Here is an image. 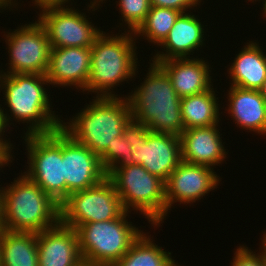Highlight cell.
I'll use <instances>...</instances> for the list:
<instances>
[{
  "label": "cell",
  "mask_w": 266,
  "mask_h": 266,
  "mask_svg": "<svg viewBox=\"0 0 266 266\" xmlns=\"http://www.w3.org/2000/svg\"><path fill=\"white\" fill-rule=\"evenodd\" d=\"M247 1H250V2L252 1L253 3L255 1V3H256L257 0H247ZM258 1H261V0H258ZM262 1H263L264 4L266 3V0H262Z\"/></svg>",
  "instance_id": "40"
},
{
  "label": "cell",
  "mask_w": 266,
  "mask_h": 266,
  "mask_svg": "<svg viewBox=\"0 0 266 266\" xmlns=\"http://www.w3.org/2000/svg\"><path fill=\"white\" fill-rule=\"evenodd\" d=\"M107 177L115 186L125 211L138 212L154 227L166 218L165 182L142 165L113 168ZM136 210V211H135Z\"/></svg>",
  "instance_id": "6"
},
{
  "label": "cell",
  "mask_w": 266,
  "mask_h": 266,
  "mask_svg": "<svg viewBox=\"0 0 266 266\" xmlns=\"http://www.w3.org/2000/svg\"><path fill=\"white\" fill-rule=\"evenodd\" d=\"M16 0H0V12L1 10H9L11 11L12 8L18 7V3ZM7 8V9H6Z\"/></svg>",
  "instance_id": "32"
},
{
  "label": "cell",
  "mask_w": 266,
  "mask_h": 266,
  "mask_svg": "<svg viewBox=\"0 0 266 266\" xmlns=\"http://www.w3.org/2000/svg\"><path fill=\"white\" fill-rule=\"evenodd\" d=\"M228 103L225 111L236 122L238 128L266 135V102L259 90L231 86L227 92Z\"/></svg>",
  "instance_id": "20"
},
{
  "label": "cell",
  "mask_w": 266,
  "mask_h": 266,
  "mask_svg": "<svg viewBox=\"0 0 266 266\" xmlns=\"http://www.w3.org/2000/svg\"><path fill=\"white\" fill-rule=\"evenodd\" d=\"M202 0H150L151 7L171 8L186 13L201 3ZM189 9V10H187Z\"/></svg>",
  "instance_id": "29"
},
{
  "label": "cell",
  "mask_w": 266,
  "mask_h": 266,
  "mask_svg": "<svg viewBox=\"0 0 266 266\" xmlns=\"http://www.w3.org/2000/svg\"><path fill=\"white\" fill-rule=\"evenodd\" d=\"M2 233H3V228H0V261H1V248H2Z\"/></svg>",
  "instance_id": "37"
},
{
  "label": "cell",
  "mask_w": 266,
  "mask_h": 266,
  "mask_svg": "<svg viewBox=\"0 0 266 266\" xmlns=\"http://www.w3.org/2000/svg\"><path fill=\"white\" fill-rule=\"evenodd\" d=\"M189 12L179 15L166 38L158 45L165 52L157 50L150 62L157 64L169 59L192 58L190 55L204 46L205 26Z\"/></svg>",
  "instance_id": "16"
},
{
  "label": "cell",
  "mask_w": 266,
  "mask_h": 266,
  "mask_svg": "<svg viewBox=\"0 0 266 266\" xmlns=\"http://www.w3.org/2000/svg\"><path fill=\"white\" fill-rule=\"evenodd\" d=\"M0 189L4 230L38 234L60 222V205L24 173Z\"/></svg>",
  "instance_id": "4"
},
{
  "label": "cell",
  "mask_w": 266,
  "mask_h": 266,
  "mask_svg": "<svg viewBox=\"0 0 266 266\" xmlns=\"http://www.w3.org/2000/svg\"><path fill=\"white\" fill-rule=\"evenodd\" d=\"M124 212L114 184L106 177L88 189L71 193L60 204V222L77 229L86 223L116 219Z\"/></svg>",
  "instance_id": "10"
},
{
  "label": "cell",
  "mask_w": 266,
  "mask_h": 266,
  "mask_svg": "<svg viewBox=\"0 0 266 266\" xmlns=\"http://www.w3.org/2000/svg\"><path fill=\"white\" fill-rule=\"evenodd\" d=\"M124 32L109 35L103 31L91 46L90 75L85 87L88 94L119 97L113 88L137 75V39L134 32Z\"/></svg>",
  "instance_id": "3"
},
{
  "label": "cell",
  "mask_w": 266,
  "mask_h": 266,
  "mask_svg": "<svg viewBox=\"0 0 266 266\" xmlns=\"http://www.w3.org/2000/svg\"><path fill=\"white\" fill-rule=\"evenodd\" d=\"M146 78L127 95L132 118L146 125L151 132L180 136L185 128L181 117V98L167 73L151 62Z\"/></svg>",
  "instance_id": "2"
},
{
  "label": "cell",
  "mask_w": 266,
  "mask_h": 266,
  "mask_svg": "<svg viewBox=\"0 0 266 266\" xmlns=\"http://www.w3.org/2000/svg\"><path fill=\"white\" fill-rule=\"evenodd\" d=\"M220 125L186 129L180 135L182 161L190 164L206 165L211 168L221 165L228 151L222 143ZM223 161V162H222Z\"/></svg>",
  "instance_id": "18"
},
{
  "label": "cell",
  "mask_w": 266,
  "mask_h": 266,
  "mask_svg": "<svg viewBox=\"0 0 266 266\" xmlns=\"http://www.w3.org/2000/svg\"><path fill=\"white\" fill-rule=\"evenodd\" d=\"M260 252L256 254L246 245H240L237 247L233 262L231 261V266H266V256L259 249Z\"/></svg>",
  "instance_id": "28"
},
{
  "label": "cell",
  "mask_w": 266,
  "mask_h": 266,
  "mask_svg": "<svg viewBox=\"0 0 266 266\" xmlns=\"http://www.w3.org/2000/svg\"><path fill=\"white\" fill-rule=\"evenodd\" d=\"M62 159L66 198L71 193L88 189L107 177L99 157L63 130Z\"/></svg>",
  "instance_id": "14"
},
{
  "label": "cell",
  "mask_w": 266,
  "mask_h": 266,
  "mask_svg": "<svg viewBox=\"0 0 266 266\" xmlns=\"http://www.w3.org/2000/svg\"><path fill=\"white\" fill-rule=\"evenodd\" d=\"M2 226L1 189H0V228Z\"/></svg>",
  "instance_id": "38"
},
{
  "label": "cell",
  "mask_w": 266,
  "mask_h": 266,
  "mask_svg": "<svg viewBox=\"0 0 266 266\" xmlns=\"http://www.w3.org/2000/svg\"><path fill=\"white\" fill-rule=\"evenodd\" d=\"M213 86L200 94L181 98V117L185 130L220 124V105Z\"/></svg>",
  "instance_id": "22"
},
{
  "label": "cell",
  "mask_w": 266,
  "mask_h": 266,
  "mask_svg": "<svg viewBox=\"0 0 266 266\" xmlns=\"http://www.w3.org/2000/svg\"><path fill=\"white\" fill-rule=\"evenodd\" d=\"M10 165L1 155H0V168L2 169L4 166ZM0 169V170H1Z\"/></svg>",
  "instance_id": "36"
},
{
  "label": "cell",
  "mask_w": 266,
  "mask_h": 266,
  "mask_svg": "<svg viewBox=\"0 0 266 266\" xmlns=\"http://www.w3.org/2000/svg\"><path fill=\"white\" fill-rule=\"evenodd\" d=\"M180 14V11L171 8L151 7L145 21L134 32L136 39L141 36V39L143 37L158 47Z\"/></svg>",
  "instance_id": "25"
},
{
  "label": "cell",
  "mask_w": 266,
  "mask_h": 266,
  "mask_svg": "<svg viewBox=\"0 0 266 266\" xmlns=\"http://www.w3.org/2000/svg\"><path fill=\"white\" fill-rule=\"evenodd\" d=\"M213 169L181 161L165 182L166 216L175 203L192 204L217 189L222 178Z\"/></svg>",
  "instance_id": "13"
},
{
  "label": "cell",
  "mask_w": 266,
  "mask_h": 266,
  "mask_svg": "<svg viewBox=\"0 0 266 266\" xmlns=\"http://www.w3.org/2000/svg\"><path fill=\"white\" fill-rule=\"evenodd\" d=\"M0 266H39L37 234L3 229Z\"/></svg>",
  "instance_id": "23"
},
{
  "label": "cell",
  "mask_w": 266,
  "mask_h": 266,
  "mask_svg": "<svg viewBox=\"0 0 266 266\" xmlns=\"http://www.w3.org/2000/svg\"><path fill=\"white\" fill-rule=\"evenodd\" d=\"M255 41V42H254ZM249 41L228 67L231 86L259 90L266 79V54L259 42Z\"/></svg>",
  "instance_id": "21"
},
{
  "label": "cell",
  "mask_w": 266,
  "mask_h": 266,
  "mask_svg": "<svg viewBox=\"0 0 266 266\" xmlns=\"http://www.w3.org/2000/svg\"><path fill=\"white\" fill-rule=\"evenodd\" d=\"M124 96L94 97L69 122L62 120L60 128L100 157L116 136L123 135L132 118L129 99Z\"/></svg>",
  "instance_id": "5"
},
{
  "label": "cell",
  "mask_w": 266,
  "mask_h": 266,
  "mask_svg": "<svg viewBox=\"0 0 266 266\" xmlns=\"http://www.w3.org/2000/svg\"><path fill=\"white\" fill-rule=\"evenodd\" d=\"M123 136L131 144L134 165H142L164 182L182 161L180 136L151 132L134 118L125 125Z\"/></svg>",
  "instance_id": "8"
},
{
  "label": "cell",
  "mask_w": 266,
  "mask_h": 266,
  "mask_svg": "<svg viewBox=\"0 0 266 266\" xmlns=\"http://www.w3.org/2000/svg\"><path fill=\"white\" fill-rule=\"evenodd\" d=\"M91 47H51L46 78L54 87L75 86L85 92Z\"/></svg>",
  "instance_id": "15"
},
{
  "label": "cell",
  "mask_w": 266,
  "mask_h": 266,
  "mask_svg": "<svg viewBox=\"0 0 266 266\" xmlns=\"http://www.w3.org/2000/svg\"><path fill=\"white\" fill-rule=\"evenodd\" d=\"M46 85L51 84L43 74L0 73V92L4 95V105L11 113L9 115L6 109H2L3 121L8 130L13 120L29 125L24 135L49 134L61 127L62 120L52 111L51 107L54 106H51Z\"/></svg>",
  "instance_id": "1"
},
{
  "label": "cell",
  "mask_w": 266,
  "mask_h": 266,
  "mask_svg": "<svg viewBox=\"0 0 266 266\" xmlns=\"http://www.w3.org/2000/svg\"><path fill=\"white\" fill-rule=\"evenodd\" d=\"M260 249L262 250L263 254L266 256V232L263 233L262 240H261Z\"/></svg>",
  "instance_id": "34"
},
{
  "label": "cell",
  "mask_w": 266,
  "mask_h": 266,
  "mask_svg": "<svg viewBox=\"0 0 266 266\" xmlns=\"http://www.w3.org/2000/svg\"><path fill=\"white\" fill-rule=\"evenodd\" d=\"M205 58L169 59L157 63L169 76L172 86L180 98L209 90L213 79L209 62Z\"/></svg>",
  "instance_id": "19"
},
{
  "label": "cell",
  "mask_w": 266,
  "mask_h": 266,
  "mask_svg": "<svg viewBox=\"0 0 266 266\" xmlns=\"http://www.w3.org/2000/svg\"><path fill=\"white\" fill-rule=\"evenodd\" d=\"M105 0H102L103 4ZM116 4L121 14L124 30L135 32L139 26L145 21L149 10L151 9L150 0H118ZM127 28V29H125Z\"/></svg>",
  "instance_id": "27"
},
{
  "label": "cell",
  "mask_w": 266,
  "mask_h": 266,
  "mask_svg": "<svg viewBox=\"0 0 266 266\" xmlns=\"http://www.w3.org/2000/svg\"><path fill=\"white\" fill-rule=\"evenodd\" d=\"M131 144L122 136H116L111 145H108L106 151L99 157L103 170L108 174L113 168H121L128 165H134Z\"/></svg>",
  "instance_id": "26"
},
{
  "label": "cell",
  "mask_w": 266,
  "mask_h": 266,
  "mask_svg": "<svg viewBox=\"0 0 266 266\" xmlns=\"http://www.w3.org/2000/svg\"><path fill=\"white\" fill-rule=\"evenodd\" d=\"M4 32L9 62L3 74H43L48 69L51 45L44 27L38 22L21 25L14 31Z\"/></svg>",
  "instance_id": "12"
},
{
  "label": "cell",
  "mask_w": 266,
  "mask_h": 266,
  "mask_svg": "<svg viewBox=\"0 0 266 266\" xmlns=\"http://www.w3.org/2000/svg\"><path fill=\"white\" fill-rule=\"evenodd\" d=\"M125 211L120 217L109 221L90 222L76 230L82 259L102 266H113L130 249L143 233L126 219Z\"/></svg>",
  "instance_id": "7"
},
{
  "label": "cell",
  "mask_w": 266,
  "mask_h": 266,
  "mask_svg": "<svg viewBox=\"0 0 266 266\" xmlns=\"http://www.w3.org/2000/svg\"><path fill=\"white\" fill-rule=\"evenodd\" d=\"M263 13V15H261V16H263V17H265L266 18V3L265 4H263V10H261Z\"/></svg>",
  "instance_id": "39"
},
{
  "label": "cell",
  "mask_w": 266,
  "mask_h": 266,
  "mask_svg": "<svg viewBox=\"0 0 266 266\" xmlns=\"http://www.w3.org/2000/svg\"><path fill=\"white\" fill-rule=\"evenodd\" d=\"M33 4L35 5H44V4H69L71 2L70 0H32ZM102 0H92L90 4L87 5V11L89 10L91 12L97 10L99 6H101Z\"/></svg>",
  "instance_id": "31"
},
{
  "label": "cell",
  "mask_w": 266,
  "mask_h": 266,
  "mask_svg": "<svg viewBox=\"0 0 266 266\" xmlns=\"http://www.w3.org/2000/svg\"><path fill=\"white\" fill-rule=\"evenodd\" d=\"M147 234L148 232H143L113 266H181L172 259V252L156 245L151 234Z\"/></svg>",
  "instance_id": "24"
},
{
  "label": "cell",
  "mask_w": 266,
  "mask_h": 266,
  "mask_svg": "<svg viewBox=\"0 0 266 266\" xmlns=\"http://www.w3.org/2000/svg\"><path fill=\"white\" fill-rule=\"evenodd\" d=\"M74 266H102V265H99V264H96L92 261H87L85 259H81L76 265Z\"/></svg>",
  "instance_id": "33"
},
{
  "label": "cell",
  "mask_w": 266,
  "mask_h": 266,
  "mask_svg": "<svg viewBox=\"0 0 266 266\" xmlns=\"http://www.w3.org/2000/svg\"><path fill=\"white\" fill-rule=\"evenodd\" d=\"M259 92H260L262 98L266 102V79H265L264 83L262 84L261 88L259 89Z\"/></svg>",
  "instance_id": "35"
},
{
  "label": "cell",
  "mask_w": 266,
  "mask_h": 266,
  "mask_svg": "<svg viewBox=\"0 0 266 266\" xmlns=\"http://www.w3.org/2000/svg\"><path fill=\"white\" fill-rule=\"evenodd\" d=\"M22 138L28 155L24 174L60 205L66 199L62 129L58 128L49 134H29Z\"/></svg>",
  "instance_id": "9"
},
{
  "label": "cell",
  "mask_w": 266,
  "mask_h": 266,
  "mask_svg": "<svg viewBox=\"0 0 266 266\" xmlns=\"http://www.w3.org/2000/svg\"><path fill=\"white\" fill-rule=\"evenodd\" d=\"M65 5H34L40 10L37 20L46 30L51 47H91L103 31L86 13Z\"/></svg>",
  "instance_id": "11"
},
{
  "label": "cell",
  "mask_w": 266,
  "mask_h": 266,
  "mask_svg": "<svg viewBox=\"0 0 266 266\" xmlns=\"http://www.w3.org/2000/svg\"><path fill=\"white\" fill-rule=\"evenodd\" d=\"M39 266H74L81 259L77 230L59 222L37 234Z\"/></svg>",
  "instance_id": "17"
},
{
  "label": "cell",
  "mask_w": 266,
  "mask_h": 266,
  "mask_svg": "<svg viewBox=\"0 0 266 266\" xmlns=\"http://www.w3.org/2000/svg\"><path fill=\"white\" fill-rule=\"evenodd\" d=\"M1 104H0V155L8 162V163H12L13 159V153L12 149H15L13 144L10 143L11 141L5 139V137L3 138V136L5 135V131L7 133V128L4 124L3 121V116H2V108H1ZM13 146V147H12Z\"/></svg>",
  "instance_id": "30"
}]
</instances>
